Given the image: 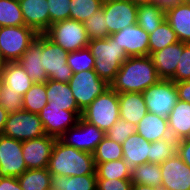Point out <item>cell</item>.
Listing matches in <instances>:
<instances>
[{
    "label": "cell",
    "instance_id": "obj_1",
    "mask_svg": "<svg viewBox=\"0 0 190 190\" xmlns=\"http://www.w3.org/2000/svg\"><path fill=\"white\" fill-rule=\"evenodd\" d=\"M159 80L150 56L128 57L110 83V87L117 93H142Z\"/></svg>",
    "mask_w": 190,
    "mask_h": 190
},
{
    "label": "cell",
    "instance_id": "obj_2",
    "mask_svg": "<svg viewBox=\"0 0 190 190\" xmlns=\"http://www.w3.org/2000/svg\"><path fill=\"white\" fill-rule=\"evenodd\" d=\"M47 169L51 175L81 176L96 174L92 153L67 146L59 139L56 140L53 146Z\"/></svg>",
    "mask_w": 190,
    "mask_h": 190
},
{
    "label": "cell",
    "instance_id": "obj_3",
    "mask_svg": "<svg viewBox=\"0 0 190 190\" xmlns=\"http://www.w3.org/2000/svg\"><path fill=\"white\" fill-rule=\"evenodd\" d=\"M88 48L95 58L94 71L110 85L129 56L111 36L106 39H90Z\"/></svg>",
    "mask_w": 190,
    "mask_h": 190
},
{
    "label": "cell",
    "instance_id": "obj_4",
    "mask_svg": "<svg viewBox=\"0 0 190 190\" xmlns=\"http://www.w3.org/2000/svg\"><path fill=\"white\" fill-rule=\"evenodd\" d=\"M81 117L106 133L120 117L118 93L109 87L82 111Z\"/></svg>",
    "mask_w": 190,
    "mask_h": 190
},
{
    "label": "cell",
    "instance_id": "obj_5",
    "mask_svg": "<svg viewBox=\"0 0 190 190\" xmlns=\"http://www.w3.org/2000/svg\"><path fill=\"white\" fill-rule=\"evenodd\" d=\"M37 35L26 25L0 27V57L3 63L17 62Z\"/></svg>",
    "mask_w": 190,
    "mask_h": 190
},
{
    "label": "cell",
    "instance_id": "obj_6",
    "mask_svg": "<svg viewBox=\"0 0 190 190\" xmlns=\"http://www.w3.org/2000/svg\"><path fill=\"white\" fill-rule=\"evenodd\" d=\"M44 34L68 52L86 48L90 42L84 24L72 19L53 23Z\"/></svg>",
    "mask_w": 190,
    "mask_h": 190
},
{
    "label": "cell",
    "instance_id": "obj_7",
    "mask_svg": "<svg viewBox=\"0 0 190 190\" xmlns=\"http://www.w3.org/2000/svg\"><path fill=\"white\" fill-rule=\"evenodd\" d=\"M68 83L81 111L110 87L105 80L99 78L94 70L73 73Z\"/></svg>",
    "mask_w": 190,
    "mask_h": 190
},
{
    "label": "cell",
    "instance_id": "obj_8",
    "mask_svg": "<svg viewBox=\"0 0 190 190\" xmlns=\"http://www.w3.org/2000/svg\"><path fill=\"white\" fill-rule=\"evenodd\" d=\"M143 98L150 113L167 118L179 100L175 82L160 79L156 84L142 92Z\"/></svg>",
    "mask_w": 190,
    "mask_h": 190
},
{
    "label": "cell",
    "instance_id": "obj_9",
    "mask_svg": "<svg viewBox=\"0 0 190 190\" xmlns=\"http://www.w3.org/2000/svg\"><path fill=\"white\" fill-rule=\"evenodd\" d=\"M3 135L23 142L46 133L39 115L22 109L8 116Z\"/></svg>",
    "mask_w": 190,
    "mask_h": 190
},
{
    "label": "cell",
    "instance_id": "obj_10",
    "mask_svg": "<svg viewBox=\"0 0 190 190\" xmlns=\"http://www.w3.org/2000/svg\"><path fill=\"white\" fill-rule=\"evenodd\" d=\"M69 52L43 34L42 67L45 69L48 79L57 82L68 83L73 72L67 64Z\"/></svg>",
    "mask_w": 190,
    "mask_h": 190
},
{
    "label": "cell",
    "instance_id": "obj_11",
    "mask_svg": "<svg viewBox=\"0 0 190 190\" xmlns=\"http://www.w3.org/2000/svg\"><path fill=\"white\" fill-rule=\"evenodd\" d=\"M105 136L106 133L103 130L80 117L78 123L58 139L67 146L93 154Z\"/></svg>",
    "mask_w": 190,
    "mask_h": 190
},
{
    "label": "cell",
    "instance_id": "obj_12",
    "mask_svg": "<svg viewBox=\"0 0 190 190\" xmlns=\"http://www.w3.org/2000/svg\"><path fill=\"white\" fill-rule=\"evenodd\" d=\"M102 8L109 36L137 24L138 4L133 0H103Z\"/></svg>",
    "mask_w": 190,
    "mask_h": 190
},
{
    "label": "cell",
    "instance_id": "obj_13",
    "mask_svg": "<svg viewBox=\"0 0 190 190\" xmlns=\"http://www.w3.org/2000/svg\"><path fill=\"white\" fill-rule=\"evenodd\" d=\"M38 115L46 135L58 139L64 132L78 123L79 118L82 116V111H67L47 104Z\"/></svg>",
    "mask_w": 190,
    "mask_h": 190
},
{
    "label": "cell",
    "instance_id": "obj_14",
    "mask_svg": "<svg viewBox=\"0 0 190 190\" xmlns=\"http://www.w3.org/2000/svg\"><path fill=\"white\" fill-rule=\"evenodd\" d=\"M27 170L22 141L0 135V177L18 178Z\"/></svg>",
    "mask_w": 190,
    "mask_h": 190
},
{
    "label": "cell",
    "instance_id": "obj_15",
    "mask_svg": "<svg viewBox=\"0 0 190 190\" xmlns=\"http://www.w3.org/2000/svg\"><path fill=\"white\" fill-rule=\"evenodd\" d=\"M57 138L44 135L22 142V154L27 169L47 168Z\"/></svg>",
    "mask_w": 190,
    "mask_h": 190
},
{
    "label": "cell",
    "instance_id": "obj_16",
    "mask_svg": "<svg viewBox=\"0 0 190 190\" xmlns=\"http://www.w3.org/2000/svg\"><path fill=\"white\" fill-rule=\"evenodd\" d=\"M129 57L149 56V34L134 24L110 35Z\"/></svg>",
    "mask_w": 190,
    "mask_h": 190
},
{
    "label": "cell",
    "instance_id": "obj_17",
    "mask_svg": "<svg viewBox=\"0 0 190 190\" xmlns=\"http://www.w3.org/2000/svg\"><path fill=\"white\" fill-rule=\"evenodd\" d=\"M162 184L167 190H190V166L176 153L160 164Z\"/></svg>",
    "mask_w": 190,
    "mask_h": 190
},
{
    "label": "cell",
    "instance_id": "obj_18",
    "mask_svg": "<svg viewBox=\"0 0 190 190\" xmlns=\"http://www.w3.org/2000/svg\"><path fill=\"white\" fill-rule=\"evenodd\" d=\"M42 48H43V34H38L31 42L28 49L22 54L17 61L30 79L34 83H42L48 81V76L42 67Z\"/></svg>",
    "mask_w": 190,
    "mask_h": 190
},
{
    "label": "cell",
    "instance_id": "obj_19",
    "mask_svg": "<svg viewBox=\"0 0 190 190\" xmlns=\"http://www.w3.org/2000/svg\"><path fill=\"white\" fill-rule=\"evenodd\" d=\"M19 3L25 25L44 34L50 27L47 0H19Z\"/></svg>",
    "mask_w": 190,
    "mask_h": 190
},
{
    "label": "cell",
    "instance_id": "obj_20",
    "mask_svg": "<svg viewBox=\"0 0 190 190\" xmlns=\"http://www.w3.org/2000/svg\"><path fill=\"white\" fill-rule=\"evenodd\" d=\"M182 52L183 42L179 41L149 55L160 79L171 80L175 76Z\"/></svg>",
    "mask_w": 190,
    "mask_h": 190
},
{
    "label": "cell",
    "instance_id": "obj_21",
    "mask_svg": "<svg viewBox=\"0 0 190 190\" xmlns=\"http://www.w3.org/2000/svg\"><path fill=\"white\" fill-rule=\"evenodd\" d=\"M165 20L180 42L190 44V5L177 3L165 8Z\"/></svg>",
    "mask_w": 190,
    "mask_h": 190
},
{
    "label": "cell",
    "instance_id": "obj_22",
    "mask_svg": "<svg viewBox=\"0 0 190 190\" xmlns=\"http://www.w3.org/2000/svg\"><path fill=\"white\" fill-rule=\"evenodd\" d=\"M119 115L135 126L148 113L147 105L140 92L118 93Z\"/></svg>",
    "mask_w": 190,
    "mask_h": 190
},
{
    "label": "cell",
    "instance_id": "obj_23",
    "mask_svg": "<svg viewBox=\"0 0 190 190\" xmlns=\"http://www.w3.org/2000/svg\"><path fill=\"white\" fill-rule=\"evenodd\" d=\"M150 144L138 133L129 136L122 144L123 160L134 168L144 163H150Z\"/></svg>",
    "mask_w": 190,
    "mask_h": 190
},
{
    "label": "cell",
    "instance_id": "obj_24",
    "mask_svg": "<svg viewBox=\"0 0 190 190\" xmlns=\"http://www.w3.org/2000/svg\"><path fill=\"white\" fill-rule=\"evenodd\" d=\"M136 133L148 142L172 138L167 118L148 112L136 126Z\"/></svg>",
    "mask_w": 190,
    "mask_h": 190
},
{
    "label": "cell",
    "instance_id": "obj_25",
    "mask_svg": "<svg viewBox=\"0 0 190 190\" xmlns=\"http://www.w3.org/2000/svg\"><path fill=\"white\" fill-rule=\"evenodd\" d=\"M169 131L173 139L190 138V103L178 100L167 117Z\"/></svg>",
    "mask_w": 190,
    "mask_h": 190
},
{
    "label": "cell",
    "instance_id": "obj_26",
    "mask_svg": "<svg viewBox=\"0 0 190 190\" xmlns=\"http://www.w3.org/2000/svg\"><path fill=\"white\" fill-rule=\"evenodd\" d=\"M46 95L51 106H57L67 111H81L73 96L69 83L57 82L48 79Z\"/></svg>",
    "mask_w": 190,
    "mask_h": 190
},
{
    "label": "cell",
    "instance_id": "obj_27",
    "mask_svg": "<svg viewBox=\"0 0 190 190\" xmlns=\"http://www.w3.org/2000/svg\"><path fill=\"white\" fill-rule=\"evenodd\" d=\"M1 81L10 86V90L20 93L22 96L34 84L26 71L17 62H6L0 71Z\"/></svg>",
    "mask_w": 190,
    "mask_h": 190
},
{
    "label": "cell",
    "instance_id": "obj_28",
    "mask_svg": "<svg viewBox=\"0 0 190 190\" xmlns=\"http://www.w3.org/2000/svg\"><path fill=\"white\" fill-rule=\"evenodd\" d=\"M165 20V8L157 3H140L137 24L148 34L154 32Z\"/></svg>",
    "mask_w": 190,
    "mask_h": 190
},
{
    "label": "cell",
    "instance_id": "obj_29",
    "mask_svg": "<svg viewBox=\"0 0 190 190\" xmlns=\"http://www.w3.org/2000/svg\"><path fill=\"white\" fill-rule=\"evenodd\" d=\"M96 174L81 176L52 175L50 190H96Z\"/></svg>",
    "mask_w": 190,
    "mask_h": 190
},
{
    "label": "cell",
    "instance_id": "obj_30",
    "mask_svg": "<svg viewBox=\"0 0 190 190\" xmlns=\"http://www.w3.org/2000/svg\"><path fill=\"white\" fill-rule=\"evenodd\" d=\"M22 190H50L52 175L47 168L27 169L18 178Z\"/></svg>",
    "mask_w": 190,
    "mask_h": 190
},
{
    "label": "cell",
    "instance_id": "obj_31",
    "mask_svg": "<svg viewBox=\"0 0 190 190\" xmlns=\"http://www.w3.org/2000/svg\"><path fill=\"white\" fill-rule=\"evenodd\" d=\"M131 182L139 185L161 187L162 176L160 164L144 163L132 168Z\"/></svg>",
    "mask_w": 190,
    "mask_h": 190
},
{
    "label": "cell",
    "instance_id": "obj_32",
    "mask_svg": "<svg viewBox=\"0 0 190 190\" xmlns=\"http://www.w3.org/2000/svg\"><path fill=\"white\" fill-rule=\"evenodd\" d=\"M97 179L131 180L132 168L123 160H113L96 165Z\"/></svg>",
    "mask_w": 190,
    "mask_h": 190
},
{
    "label": "cell",
    "instance_id": "obj_33",
    "mask_svg": "<svg viewBox=\"0 0 190 190\" xmlns=\"http://www.w3.org/2000/svg\"><path fill=\"white\" fill-rule=\"evenodd\" d=\"M176 42H179L176 33L164 20L154 32L149 34V55Z\"/></svg>",
    "mask_w": 190,
    "mask_h": 190
},
{
    "label": "cell",
    "instance_id": "obj_34",
    "mask_svg": "<svg viewBox=\"0 0 190 190\" xmlns=\"http://www.w3.org/2000/svg\"><path fill=\"white\" fill-rule=\"evenodd\" d=\"M22 98L23 109L38 114L48 103L46 82L34 83Z\"/></svg>",
    "mask_w": 190,
    "mask_h": 190
},
{
    "label": "cell",
    "instance_id": "obj_35",
    "mask_svg": "<svg viewBox=\"0 0 190 190\" xmlns=\"http://www.w3.org/2000/svg\"><path fill=\"white\" fill-rule=\"evenodd\" d=\"M25 25L19 0H0V27Z\"/></svg>",
    "mask_w": 190,
    "mask_h": 190
},
{
    "label": "cell",
    "instance_id": "obj_36",
    "mask_svg": "<svg viewBox=\"0 0 190 190\" xmlns=\"http://www.w3.org/2000/svg\"><path fill=\"white\" fill-rule=\"evenodd\" d=\"M95 166L100 163L123 159L122 144L111 140L107 135L97 145L93 153Z\"/></svg>",
    "mask_w": 190,
    "mask_h": 190
},
{
    "label": "cell",
    "instance_id": "obj_37",
    "mask_svg": "<svg viewBox=\"0 0 190 190\" xmlns=\"http://www.w3.org/2000/svg\"><path fill=\"white\" fill-rule=\"evenodd\" d=\"M102 4L103 0H71L70 19L84 23L102 8Z\"/></svg>",
    "mask_w": 190,
    "mask_h": 190
},
{
    "label": "cell",
    "instance_id": "obj_38",
    "mask_svg": "<svg viewBox=\"0 0 190 190\" xmlns=\"http://www.w3.org/2000/svg\"><path fill=\"white\" fill-rule=\"evenodd\" d=\"M177 150V140L165 138L150 144V163L161 164L173 157Z\"/></svg>",
    "mask_w": 190,
    "mask_h": 190
},
{
    "label": "cell",
    "instance_id": "obj_39",
    "mask_svg": "<svg viewBox=\"0 0 190 190\" xmlns=\"http://www.w3.org/2000/svg\"><path fill=\"white\" fill-rule=\"evenodd\" d=\"M67 64L73 73L81 71L94 70L95 58L88 47L69 52L67 56Z\"/></svg>",
    "mask_w": 190,
    "mask_h": 190
},
{
    "label": "cell",
    "instance_id": "obj_40",
    "mask_svg": "<svg viewBox=\"0 0 190 190\" xmlns=\"http://www.w3.org/2000/svg\"><path fill=\"white\" fill-rule=\"evenodd\" d=\"M83 24L90 39H106L109 36L103 8L95 12Z\"/></svg>",
    "mask_w": 190,
    "mask_h": 190
},
{
    "label": "cell",
    "instance_id": "obj_41",
    "mask_svg": "<svg viewBox=\"0 0 190 190\" xmlns=\"http://www.w3.org/2000/svg\"><path fill=\"white\" fill-rule=\"evenodd\" d=\"M0 105L7 113L14 114L23 109V98L20 93L10 90V86L1 81V102Z\"/></svg>",
    "mask_w": 190,
    "mask_h": 190
},
{
    "label": "cell",
    "instance_id": "obj_42",
    "mask_svg": "<svg viewBox=\"0 0 190 190\" xmlns=\"http://www.w3.org/2000/svg\"><path fill=\"white\" fill-rule=\"evenodd\" d=\"M136 133V126L132 122L119 117V119L106 132V135L117 143L123 144L124 141Z\"/></svg>",
    "mask_w": 190,
    "mask_h": 190
},
{
    "label": "cell",
    "instance_id": "obj_43",
    "mask_svg": "<svg viewBox=\"0 0 190 190\" xmlns=\"http://www.w3.org/2000/svg\"><path fill=\"white\" fill-rule=\"evenodd\" d=\"M49 6L50 26L53 23L70 19L71 0H47Z\"/></svg>",
    "mask_w": 190,
    "mask_h": 190
},
{
    "label": "cell",
    "instance_id": "obj_44",
    "mask_svg": "<svg viewBox=\"0 0 190 190\" xmlns=\"http://www.w3.org/2000/svg\"><path fill=\"white\" fill-rule=\"evenodd\" d=\"M171 80L175 83L190 80V44L183 43V52L180 56L175 76Z\"/></svg>",
    "mask_w": 190,
    "mask_h": 190
},
{
    "label": "cell",
    "instance_id": "obj_45",
    "mask_svg": "<svg viewBox=\"0 0 190 190\" xmlns=\"http://www.w3.org/2000/svg\"><path fill=\"white\" fill-rule=\"evenodd\" d=\"M131 180L97 179L96 190H131Z\"/></svg>",
    "mask_w": 190,
    "mask_h": 190
},
{
    "label": "cell",
    "instance_id": "obj_46",
    "mask_svg": "<svg viewBox=\"0 0 190 190\" xmlns=\"http://www.w3.org/2000/svg\"><path fill=\"white\" fill-rule=\"evenodd\" d=\"M176 153L188 166H190V138L177 141Z\"/></svg>",
    "mask_w": 190,
    "mask_h": 190
},
{
    "label": "cell",
    "instance_id": "obj_47",
    "mask_svg": "<svg viewBox=\"0 0 190 190\" xmlns=\"http://www.w3.org/2000/svg\"><path fill=\"white\" fill-rule=\"evenodd\" d=\"M179 100L190 103V80L175 83Z\"/></svg>",
    "mask_w": 190,
    "mask_h": 190
},
{
    "label": "cell",
    "instance_id": "obj_48",
    "mask_svg": "<svg viewBox=\"0 0 190 190\" xmlns=\"http://www.w3.org/2000/svg\"><path fill=\"white\" fill-rule=\"evenodd\" d=\"M0 190H22L16 177H0Z\"/></svg>",
    "mask_w": 190,
    "mask_h": 190
},
{
    "label": "cell",
    "instance_id": "obj_49",
    "mask_svg": "<svg viewBox=\"0 0 190 190\" xmlns=\"http://www.w3.org/2000/svg\"><path fill=\"white\" fill-rule=\"evenodd\" d=\"M8 116L9 114L7 113V111L0 105V135L3 134V130Z\"/></svg>",
    "mask_w": 190,
    "mask_h": 190
},
{
    "label": "cell",
    "instance_id": "obj_50",
    "mask_svg": "<svg viewBox=\"0 0 190 190\" xmlns=\"http://www.w3.org/2000/svg\"><path fill=\"white\" fill-rule=\"evenodd\" d=\"M157 4H160L162 7L166 8L167 6L181 3V0H156Z\"/></svg>",
    "mask_w": 190,
    "mask_h": 190
},
{
    "label": "cell",
    "instance_id": "obj_51",
    "mask_svg": "<svg viewBox=\"0 0 190 190\" xmlns=\"http://www.w3.org/2000/svg\"><path fill=\"white\" fill-rule=\"evenodd\" d=\"M131 190H157V188L149 185L133 184Z\"/></svg>",
    "mask_w": 190,
    "mask_h": 190
},
{
    "label": "cell",
    "instance_id": "obj_52",
    "mask_svg": "<svg viewBox=\"0 0 190 190\" xmlns=\"http://www.w3.org/2000/svg\"><path fill=\"white\" fill-rule=\"evenodd\" d=\"M135 3H156V0H133Z\"/></svg>",
    "mask_w": 190,
    "mask_h": 190
},
{
    "label": "cell",
    "instance_id": "obj_53",
    "mask_svg": "<svg viewBox=\"0 0 190 190\" xmlns=\"http://www.w3.org/2000/svg\"><path fill=\"white\" fill-rule=\"evenodd\" d=\"M182 4H190V0H181Z\"/></svg>",
    "mask_w": 190,
    "mask_h": 190
},
{
    "label": "cell",
    "instance_id": "obj_54",
    "mask_svg": "<svg viewBox=\"0 0 190 190\" xmlns=\"http://www.w3.org/2000/svg\"><path fill=\"white\" fill-rule=\"evenodd\" d=\"M4 63H3V61H2V59H1V57H0V71H1V68H2V65H3Z\"/></svg>",
    "mask_w": 190,
    "mask_h": 190
},
{
    "label": "cell",
    "instance_id": "obj_55",
    "mask_svg": "<svg viewBox=\"0 0 190 190\" xmlns=\"http://www.w3.org/2000/svg\"><path fill=\"white\" fill-rule=\"evenodd\" d=\"M0 102H1V78H0Z\"/></svg>",
    "mask_w": 190,
    "mask_h": 190
},
{
    "label": "cell",
    "instance_id": "obj_56",
    "mask_svg": "<svg viewBox=\"0 0 190 190\" xmlns=\"http://www.w3.org/2000/svg\"><path fill=\"white\" fill-rule=\"evenodd\" d=\"M157 190H167V189L163 187H158Z\"/></svg>",
    "mask_w": 190,
    "mask_h": 190
}]
</instances>
